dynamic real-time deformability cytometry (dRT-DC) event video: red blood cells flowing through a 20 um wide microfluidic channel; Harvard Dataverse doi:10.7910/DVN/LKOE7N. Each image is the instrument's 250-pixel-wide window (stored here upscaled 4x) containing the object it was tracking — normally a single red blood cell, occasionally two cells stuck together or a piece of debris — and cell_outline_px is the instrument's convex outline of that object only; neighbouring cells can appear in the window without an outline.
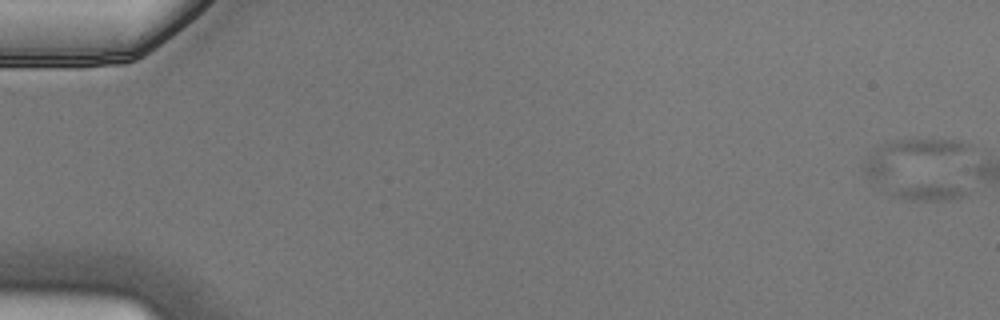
{"species": "Egyptian fruit bat (a non-hibernating species)", "species_latin": "Rousettus aegyptiacus", "temperature_condition": "cold", "stored_images_in_passage": 5, "camera_frame_rate_fps": 3000, "um_per_image_px": 0.085, "animal": {"sex": "male"}, "frame": {"image": 1, "passage_image": 1, "time_ms": 0.0, "image_size_px": [1000, 320], "cell_outline_px": [[972, 144], [964, 192], [960, 196], [948, 200], [904, 200], [892, 196], [864, 176], [864, 160], [884, 144], [896, 140], [960, 140]], "centroid_in_image_um": [78.23, 14.35], "position_along_channel_um": 6.8, "area_um2": 39.54}}